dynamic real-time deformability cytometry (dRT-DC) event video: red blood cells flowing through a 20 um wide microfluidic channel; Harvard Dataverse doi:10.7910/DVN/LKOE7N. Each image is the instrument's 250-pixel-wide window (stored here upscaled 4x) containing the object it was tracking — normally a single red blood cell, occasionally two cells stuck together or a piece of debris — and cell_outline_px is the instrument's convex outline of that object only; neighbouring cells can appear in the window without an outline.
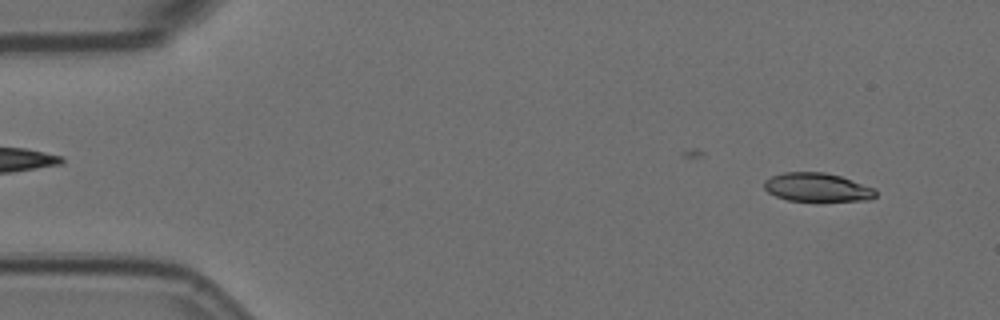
{"species": "Egyptian fruit bat (a non-hibernating species)", "species_latin": "Rousettus aegyptiacus", "temperature_condition": "room temperature", "stored_images_in_passage": 49, "camera_frame_rate_fps": 3000, "um_per_image_px": 0.085, "animal": {"sex": "female"}, "frame": {"image": 1, "passage_image": 4, "time_ms": 1.0, "image_size_px": [1000, 320], "cell_outline_px": [[876, 196], [872, 200], [788, 200], [776, 196], [768, 192], [764, 188], [764, 180], [772, 176], [784, 172], [824, 172], [840, 176], [876, 188]], "centroid_in_image_um": [69.47, 15.91], "position_along_channel_um": 15.5, "area_um2": 18.44}}
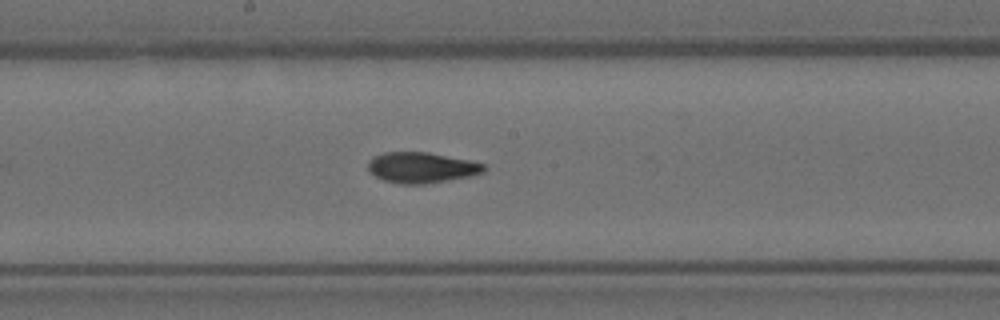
{"frame": {"image": 2, "passage_image": 29, "time_ms": 9.333, "image_size_px": [1000, 320], "cell_outline_px": [[488, 168], [484, 172], [472, 176], [424, 184], [400, 184], [384, 180], [368, 172], [368, 160], [372, 156], [384, 152], [428, 152], [468, 160], [484, 164]], "centroid_in_image_um": [35.81, 14.24], "position_along_channel_um": 212.4, "area_um2": 20.87}}
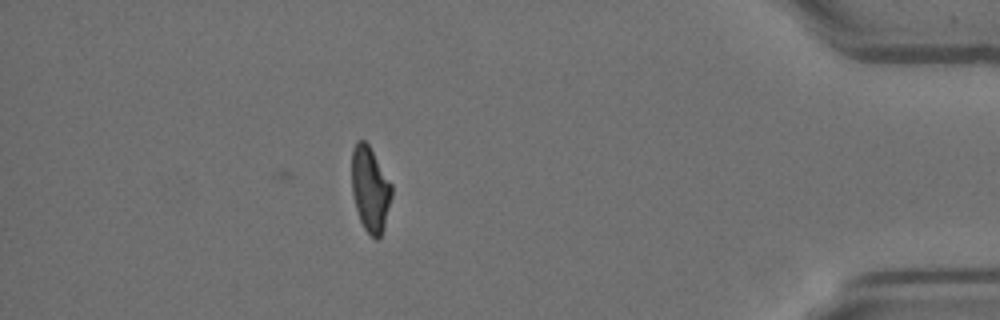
{"frame": {"image": 3, "passage_image": 49, "time_ms": 16.0, "image_size_px": [1000, 320], "cell_outline_px": [[392, 196], [384, 228], [380, 236], [376, 240], [364, 228], [360, 220], [356, 208], [352, 192], [352, 148], [356, 140], [364, 140], [368, 144], [392, 184]], "centroid_in_image_um": [31.46, 16.07], "position_along_channel_um": 403.7, "area_um2": 19.77}, "authors_computed_cell_mechanics": {"area_um2": 20.6346, "velocity_mm_per_s": 3.5785, "shape_relaxation_time_tau1_ms": null, "shape_relaxation_time_tau2_ms": 3.1797, "deformation_change_tau1": null, "deformation_change_tau2": 0.0937}}